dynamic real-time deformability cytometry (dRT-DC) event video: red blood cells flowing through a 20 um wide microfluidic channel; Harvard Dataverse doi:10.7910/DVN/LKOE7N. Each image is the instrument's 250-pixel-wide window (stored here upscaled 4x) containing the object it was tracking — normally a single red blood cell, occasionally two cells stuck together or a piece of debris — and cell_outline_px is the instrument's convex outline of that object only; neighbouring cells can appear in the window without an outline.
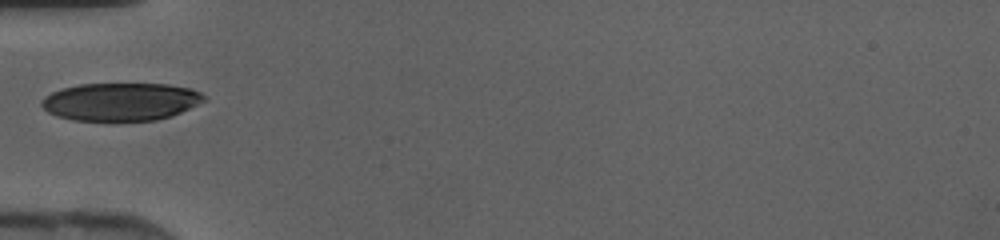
{"species": "human", "species_latin": "Homo sapiens", "temperature_condition": "cold", "stored_images_in_passage": 31, "camera_frame_rate_fps": 3000, "um_per_image_px": 0.085, "donor": {"sex": "female"}, "frame": {"image": 1, "passage_image": 1, "time_ms": 0.0, "image_size_px": [1000, 240], "cell_outline_px": [[204, 100], [172, 116], [156, 120], [116, 124], [112, 124], [72, 120], [56, 116], [48, 112], [40, 104], [40, 100], [44, 96], [52, 92], [64, 88], [80, 84], [168, 84], [192, 88], [200, 92], [204, 96]], "centroid_in_image_um": [10.21, 8.7], "position_along_channel_um": 74.8, "area_um2": 36.93}}
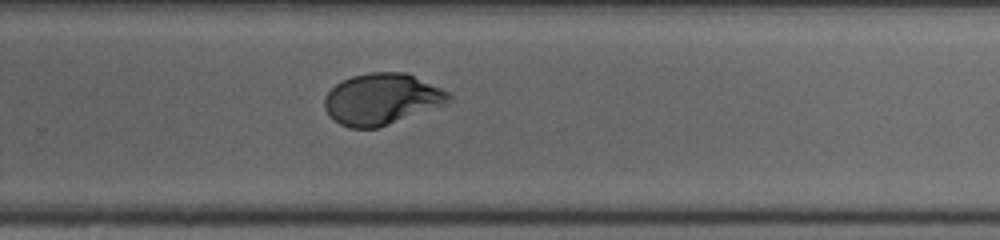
{"frame": {"image": 2, "passage_image": 16, "time_ms": 5.0, "image_size_px": [1000, 240], "cell_outline_px": [[452, 100], [448, 104], [376, 128], [348, 128], [340, 124], [328, 116], [324, 108], [324, 96], [336, 84], [352, 76], [368, 72], [408, 72], [448, 92], [452, 96]], "centroid_in_image_um": [32.45, 8.42], "position_along_channel_um": 297.4, "area_um2": 37.28}}
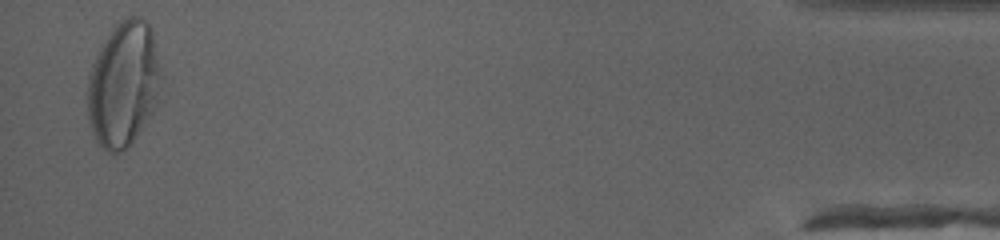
{"frame": {"image": 3, "passage_image": 30, "time_ms": 9.667, "image_size_px": [1000, 240], "cell_outline_px": [[164, 76], [156, 104], [152, 112], [132, 144], [128, 148], [120, 152], [108, 152], [96, 140], [92, 132], [88, 120], [88, 76], [92, 64], [100, 44], [128, 16], [140, 16], [152, 28]], "centroid_in_image_um": [10.53, 7.17], "position_along_channel_um": 424.7, "area_um2": 54.1}}